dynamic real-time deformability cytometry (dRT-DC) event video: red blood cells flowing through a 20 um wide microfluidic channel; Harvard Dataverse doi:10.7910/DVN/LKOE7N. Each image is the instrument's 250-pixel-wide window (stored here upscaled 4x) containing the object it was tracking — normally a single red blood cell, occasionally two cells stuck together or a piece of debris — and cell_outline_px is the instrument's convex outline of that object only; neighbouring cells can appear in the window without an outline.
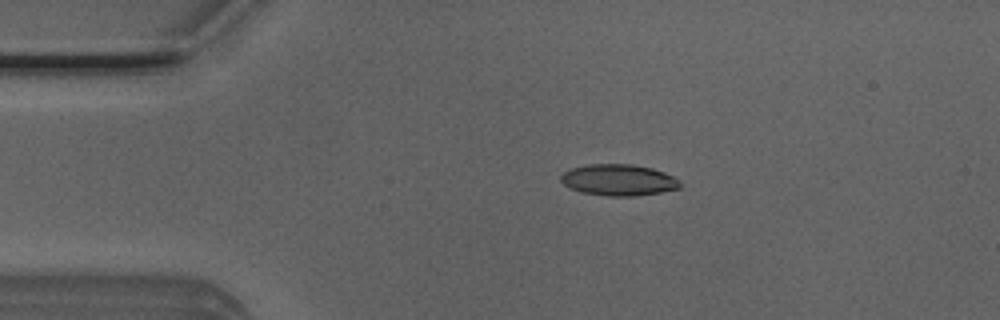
{"species": "Egyptian fruit bat (a non-hibernating species)", "species_latin": "Rousettus aegyptiacus", "temperature_condition": "room temperature", "stored_images_in_passage": 4, "camera_frame_rate_fps": 3000, "um_per_image_px": 0.085, "animal": {"sex": "male"}, "frame": {"image": 1, "passage_image": 3, "time_ms": 0.667, "image_size_px": [1000, 320], "cell_outline_px": [[680, 188], [660, 192], [636, 196], [604, 196], [580, 192], [568, 188], [560, 180], [560, 176], [564, 172], [572, 168], [588, 164], [632, 164], [652, 168], [664, 172], [680, 180]], "centroid_in_image_um": [52.56, 15.3], "position_along_channel_um": 32.4, "area_um2": 21.91}}